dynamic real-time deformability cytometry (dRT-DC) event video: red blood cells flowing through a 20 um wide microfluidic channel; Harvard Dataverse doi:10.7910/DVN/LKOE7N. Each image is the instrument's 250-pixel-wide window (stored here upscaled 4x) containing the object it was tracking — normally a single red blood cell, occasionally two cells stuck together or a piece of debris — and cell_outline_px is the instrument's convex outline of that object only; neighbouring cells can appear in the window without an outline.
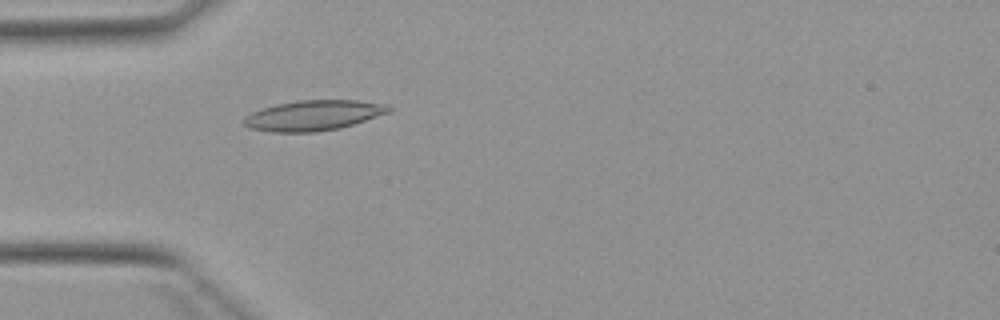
{"species": "Egyptian fruit bat (a non-hibernating species)", "species_latin": "Rousettus aegyptiacus", "temperature_condition": "warm", "stored_images_in_passage": 4, "camera_frame_rate_fps": 3000, "um_per_image_px": 0.085, "animal": {"sex": "female"}, "frame": {"image": 1, "passage_image": 4, "time_ms": 4.667, "image_size_px": [1000, 320], "cell_outline_px": [[392, 112], [340, 128], [316, 132], [272, 132], [252, 128], [244, 124], [240, 120], [244, 116], [260, 108], [276, 104], [296, 100], [356, 100], [384, 104], [392, 108]], "centroid_in_image_um": [26.62, 9.8], "position_along_channel_um": 58.4, "area_um2": 25.72}}